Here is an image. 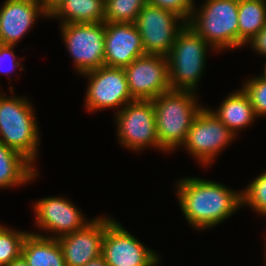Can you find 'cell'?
<instances>
[{"label":"cell","mask_w":266,"mask_h":266,"mask_svg":"<svg viewBox=\"0 0 266 266\" xmlns=\"http://www.w3.org/2000/svg\"><path fill=\"white\" fill-rule=\"evenodd\" d=\"M174 188L187 223L200 232L217 227L241 208V191L217 181L185 177Z\"/></svg>","instance_id":"1"},{"label":"cell","mask_w":266,"mask_h":266,"mask_svg":"<svg viewBox=\"0 0 266 266\" xmlns=\"http://www.w3.org/2000/svg\"><path fill=\"white\" fill-rule=\"evenodd\" d=\"M159 152L171 153L184 143L198 112L203 108L196 92L170 90L152 100Z\"/></svg>","instance_id":"2"},{"label":"cell","mask_w":266,"mask_h":266,"mask_svg":"<svg viewBox=\"0 0 266 266\" xmlns=\"http://www.w3.org/2000/svg\"><path fill=\"white\" fill-rule=\"evenodd\" d=\"M10 96L0 91V142L20 152L36 166L40 147V128L35 107L25 96Z\"/></svg>","instance_id":"3"},{"label":"cell","mask_w":266,"mask_h":266,"mask_svg":"<svg viewBox=\"0 0 266 266\" xmlns=\"http://www.w3.org/2000/svg\"><path fill=\"white\" fill-rule=\"evenodd\" d=\"M210 50V53L215 51L186 23L177 33L175 42L166 56L170 89L197 92Z\"/></svg>","instance_id":"4"},{"label":"cell","mask_w":266,"mask_h":266,"mask_svg":"<svg viewBox=\"0 0 266 266\" xmlns=\"http://www.w3.org/2000/svg\"><path fill=\"white\" fill-rule=\"evenodd\" d=\"M239 0H205L191 13L187 24L215 53L238 48ZM198 7V8H196Z\"/></svg>","instance_id":"5"},{"label":"cell","mask_w":266,"mask_h":266,"mask_svg":"<svg viewBox=\"0 0 266 266\" xmlns=\"http://www.w3.org/2000/svg\"><path fill=\"white\" fill-rule=\"evenodd\" d=\"M233 134L225 124H223L215 114L206 106L198 112L188 131L183 148L195 158L201 167L212 166L226 146L236 140Z\"/></svg>","instance_id":"6"},{"label":"cell","mask_w":266,"mask_h":266,"mask_svg":"<svg viewBox=\"0 0 266 266\" xmlns=\"http://www.w3.org/2000/svg\"><path fill=\"white\" fill-rule=\"evenodd\" d=\"M114 114L115 134L121 147L137 153L148 147L159 150L152 100H134Z\"/></svg>","instance_id":"7"},{"label":"cell","mask_w":266,"mask_h":266,"mask_svg":"<svg viewBox=\"0 0 266 266\" xmlns=\"http://www.w3.org/2000/svg\"><path fill=\"white\" fill-rule=\"evenodd\" d=\"M59 27L77 75L104 65L105 22L67 23Z\"/></svg>","instance_id":"8"},{"label":"cell","mask_w":266,"mask_h":266,"mask_svg":"<svg viewBox=\"0 0 266 266\" xmlns=\"http://www.w3.org/2000/svg\"><path fill=\"white\" fill-rule=\"evenodd\" d=\"M101 255L108 266H158L161 260L159 253L109 215L105 216Z\"/></svg>","instance_id":"9"},{"label":"cell","mask_w":266,"mask_h":266,"mask_svg":"<svg viewBox=\"0 0 266 266\" xmlns=\"http://www.w3.org/2000/svg\"><path fill=\"white\" fill-rule=\"evenodd\" d=\"M80 76L88 79L84 97V109L87 112L113 108L119 112L124 105L134 101L124 68L103 65Z\"/></svg>","instance_id":"10"},{"label":"cell","mask_w":266,"mask_h":266,"mask_svg":"<svg viewBox=\"0 0 266 266\" xmlns=\"http://www.w3.org/2000/svg\"><path fill=\"white\" fill-rule=\"evenodd\" d=\"M135 25L145 54L167 56L186 22L179 15L148 3L139 12Z\"/></svg>","instance_id":"11"},{"label":"cell","mask_w":266,"mask_h":266,"mask_svg":"<svg viewBox=\"0 0 266 266\" xmlns=\"http://www.w3.org/2000/svg\"><path fill=\"white\" fill-rule=\"evenodd\" d=\"M32 204L35 214L34 223L37 229L41 231L40 233H32L40 236L57 239L83 229L93 220V218L87 219L76 204L63 196L40 198Z\"/></svg>","instance_id":"12"},{"label":"cell","mask_w":266,"mask_h":266,"mask_svg":"<svg viewBox=\"0 0 266 266\" xmlns=\"http://www.w3.org/2000/svg\"><path fill=\"white\" fill-rule=\"evenodd\" d=\"M124 70L134 100H153L171 90L166 56L146 54L136 58Z\"/></svg>","instance_id":"13"},{"label":"cell","mask_w":266,"mask_h":266,"mask_svg":"<svg viewBox=\"0 0 266 266\" xmlns=\"http://www.w3.org/2000/svg\"><path fill=\"white\" fill-rule=\"evenodd\" d=\"M48 10L37 0H5L0 6V39L3 45L17 46Z\"/></svg>","instance_id":"14"},{"label":"cell","mask_w":266,"mask_h":266,"mask_svg":"<svg viewBox=\"0 0 266 266\" xmlns=\"http://www.w3.org/2000/svg\"><path fill=\"white\" fill-rule=\"evenodd\" d=\"M105 232V216L95 217L83 229L57 238L66 266H84L99 257Z\"/></svg>","instance_id":"15"},{"label":"cell","mask_w":266,"mask_h":266,"mask_svg":"<svg viewBox=\"0 0 266 266\" xmlns=\"http://www.w3.org/2000/svg\"><path fill=\"white\" fill-rule=\"evenodd\" d=\"M144 55L141 36L135 23L105 22V66L124 68Z\"/></svg>","instance_id":"16"},{"label":"cell","mask_w":266,"mask_h":266,"mask_svg":"<svg viewBox=\"0 0 266 266\" xmlns=\"http://www.w3.org/2000/svg\"><path fill=\"white\" fill-rule=\"evenodd\" d=\"M37 171L24 155L0 142V189L31 184L40 174Z\"/></svg>","instance_id":"17"},{"label":"cell","mask_w":266,"mask_h":266,"mask_svg":"<svg viewBox=\"0 0 266 266\" xmlns=\"http://www.w3.org/2000/svg\"><path fill=\"white\" fill-rule=\"evenodd\" d=\"M209 109L236 137L241 129L248 128L257 120L253 106L241 88L228 94L215 110Z\"/></svg>","instance_id":"18"},{"label":"cell","mask_w":266,"mask_h":266,"mask_svg":"<svg viewBox=\"0 0 266 266\" xmlns=\"http://www.w3.org/2000/svg\"><path fill=\"white\" fill-rule=\"evenodd\" d=\"M105 0H59L48 11L49 19L67 23L104 22Z\"/></svg>","instance_id":"19"},{"label":"cell","mask_w":266,"mask_h":266,"mask_svg":"<svg viewBox=\"0 0 266 266\" xmlns=\"http://www.w3.org/2000/svg\"><path fill=\"white\" fill-rule=\"evenodd\" d=\"M29 266H66L57 239L29 232L23 242L22 254Z\"/></svg>","instance_id":"20"},{"label":"cell","mask_w":266,"mask_h":266,"mask_svg":"<svg viewBox=\"0 0 266 266\" xmlns=\"http://www.w3.org/2000/svg\"><path fill=\"white\" fill-rule=\"evenodd\" d=\"M266 24V3L259 0H239L238 48L245 47Z\"/></svg>","instance_id":"21"},{"label":"cell","mask_w":266,"mask_h":266,"mask_svg":"<svg viewBox=\"0 0 266 266\" xmlns=\"http://www.w3.org/2000/svg\"><path fill=\"white\" fill-rule=\"evenodd\" d=\"M148 0H105L104 22L135 23Z\"/></svg>","instance_id":"22"},{"label":"cell","mask_w":266,"mask_h":266,"mask_svg":"<svg viewBox=\"0 0 266 266\" xmlns=\"http://www.w3.org/2000/svg\"><path fill=\"white\" fill-rule=\"evenodd\" d=\"M29 232L0 223V266H7L21 256L23 242Z\"/></svg>","instance_id":"23"},{"label":"cell","mask_w":266,"mask_h":266,"mask_svg":"<svg viewBox=\"0 0 266 266\" xmlns=\"http://www.w3.org/2000/svg\"><path fill=\"white\" fill-rule=\"evenodd\" d=\"M245 206L266 217V170L241 190V209Z\"/></svg>","instance_id":"24"},{"label":"cell","mask_w":266,"mask_h":266,"mask_svg":"<svg viewBox=\"0 0 266 266\" xmlns=\"http://www.w3.org/2000/svg\"><path fill=\"white\" fill-rule=\"evenodd\" d=\"M241 89L253 106L256 117L266 118V77L262 74L244 80Z\"/></svg>","instance_id":"25"},{"label":"cell","mask_w":266,"mask_h":266,"mask_svg":"<svg viewBox=\"0 0 266 266\" xmlns=\"http://www.w3.org/2000/svg\"><path fill=\"white\" fill-rule=\"evenodd\" d=\"M148 3L179 15L186 23L195 7V0H148Z\"/></svg>","instance_id":"26"},{"label":"cell","mask_w":266,"mask_h":266,"mask_svg":"<svg viewBox=\"0 0 266 266\" xmlns=\"http://www.w3.org/2000/svg\"><path fill=\"white\" fill-rule=\"evenodd\" d=\"M14 47L11 45H0V73L9 75L13 70L19 69V71L24 70V65L20 59L21 57L16 56L14 53ZM19 59V61H17ZM17 68V69H16Z\"/></svg>","instance_id":"27"},{"label":"cell","mask_w":266,"mask_h":266,"mask_svg":"<svg viewBox=\"0 0 266 266\" xmlns=\"http://www.w3.org/2000/svg\"><path fill=\"white\" fill-rule=\"evenodd\" d=\"M246 45H250L252 51L266 58V24Z\"/></svg>","instance_id":"28"},{"label":"cell","mask_w":266,"mask_h":266,"mask_svg":"<svg viewBox=\"0 0 266 266\" xmlns=\"http://www.w3.org/2000/svg\"><path fill=\"white\" fill-rule=\"evenodd\" d=\"M84 266H108L106 261L104 260L103 256L100 255L99 257H96L95 259H92Z\"/></svg>","instance_id":"29"},{"label":"cell","mask_w":266,"mask_h":266,"mask_svg":"<svg viewBox=\"0 0 266 266\" xmlns=\"http://www.w3.org/2000/svg\"><path fill=\"white\" fill-rule=\"evenodd\" d=\"M7 266H29V265L27 261L24 259V257L21 255L17 259L11 261Z\"/></svg>","instance_id":"30"},{"label":"cell","mask_w":266,"mask_h":266,"mask_svg":"<svg viewBox=\"0 0 266 266\" xmlns=\"http://www.w3.org/2000/svg\"><path fill=\"white\" fill-rule=\"evenodd\" d=\"M41 3L48 11L54 6L59 0H37Z\"/></svg>","instance_id":"31"},{"label":"cell","mask_w":266,"mask_h":266,"mask_svg":"<svg viewBox=\"0 0 266 266\" xmlns=\"http://www.w3.org/2000/svg\"><path fill=\"white\" fill-rule=\"evenodd\" d=\"M265 65H264V67H263V72L261 73L264 77H266V60H265Z\"/></svg>","instance_id":"32"},{"label":"cell","mask_w":266,"mask_h":266,"mask_svg":"<svg viewBox=\"0 0 266 266\" xmlns=\"http://www.w3.org/2000/svg\"><path fill=\"white\" fill-rule=\"evenodd\" d=\"M264 247H265V252H264V255H265L264 257L265 258H264V261H265V265H266V239H265V245H264Z\"/></svg>","instance_id":"33"}]
</instances>
